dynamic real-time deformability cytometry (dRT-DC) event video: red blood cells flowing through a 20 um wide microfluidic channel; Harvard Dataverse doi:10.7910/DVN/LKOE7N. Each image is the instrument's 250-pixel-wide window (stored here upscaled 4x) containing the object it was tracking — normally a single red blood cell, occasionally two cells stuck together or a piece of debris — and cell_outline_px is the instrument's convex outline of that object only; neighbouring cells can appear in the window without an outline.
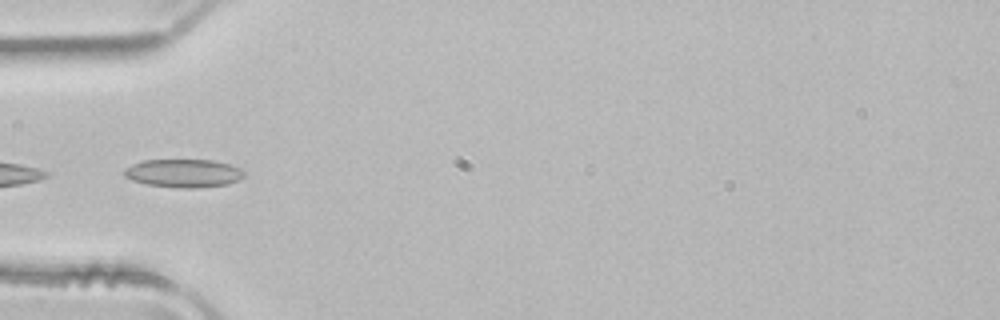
{"species": "common noctule bat (a hibernating species)", "species_latin": "Nyctalus noctula", "temperature_condition": "room temperature", "stored_images_in_passage": 6, "camera_frame_rate_fps": 3000, "um_per_image_px": 0.085, "animal": {"sex": "male", "body_mass_g": 21.5, "forearm_length_mm": 52.0}, "frame": {"image": 1, "passage_image": 3, "time_ms": 0.667, "image_size_px": [1000, 320], "cell_outline_px": [[244, 176], [240, 180], [228, 184], [196, 188], [180, 188], [148, 184], [132, 180], [124, 176], [124, 168], [132, 164], [144, 160], [212, 160], [228, 164], [240, 168], [244, 172]], "centroid_in_image_um": [15.61, 14.72], "position_along_channel_um": 69.4, "area_um2": 19.71}}